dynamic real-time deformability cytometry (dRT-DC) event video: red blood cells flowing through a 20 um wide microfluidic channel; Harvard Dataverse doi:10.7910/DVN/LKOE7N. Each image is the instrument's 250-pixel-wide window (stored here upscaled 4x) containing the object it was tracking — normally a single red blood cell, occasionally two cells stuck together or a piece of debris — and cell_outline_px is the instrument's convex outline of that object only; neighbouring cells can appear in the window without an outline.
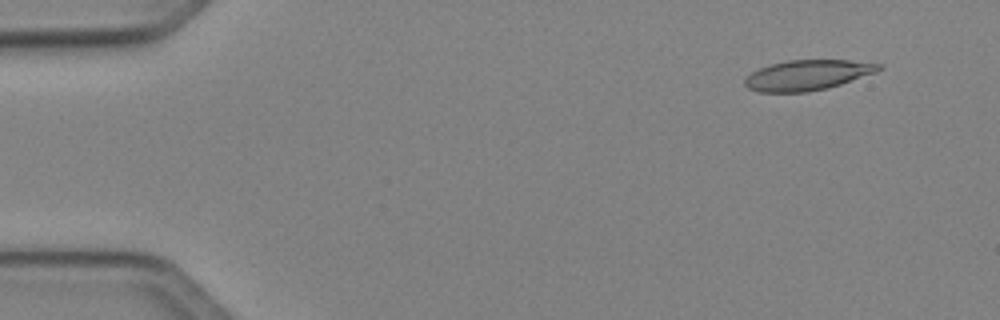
{"species": "Egyptian fruit bat (a non-hibernating species)", "species_latin": "Rousettus aegyptiacus", "temperature_condition": "cold", "stored_images_in_passage": 50, "camera_frame_rate_fps": 3000, "um_per_image_px": 0.085, "animal": {"sex": "female"}, "frame": {"image": 1, "passage_image": 4, "time_ms": 1.0, "image_size_px": [1000, 320], "cell_outline_px": [[884, 68], [876, 72], [828, 88], [808, 92], [760, 92], [748, 88], [744, 84], [744, 80], [752, 72], [760, 68], [772, 64], [788, 60], [848, 60], [884, 64]], "centroid_in_image_um": [68.66, 6.38], "position_along_channel_um": 16.3, "area_um2": 23.52}}
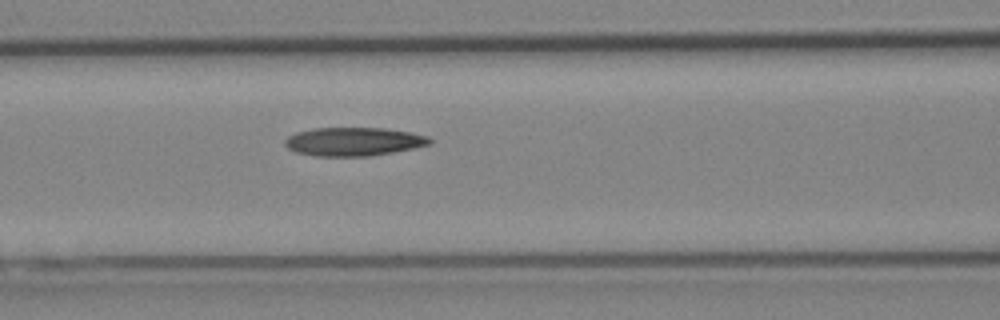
{"frame": {"image": 2, "passage_image": 21, "time_ms": 6.667, "image_size_px": [1000, 320], "cell_outline_px": [[432, 144], [392, 152], [368, 156], [316, 156], [296, 152], [288, 148], [284, 144], [284, 140], [288, 136], [296, 132], [312, 128], [384, 128], [408, 132], [428, 136], [432, 140]], "centroid_in_image_um": [30.03, 12.03], "position_along_channel_um": 136.6, "area_um2": 23.99}}
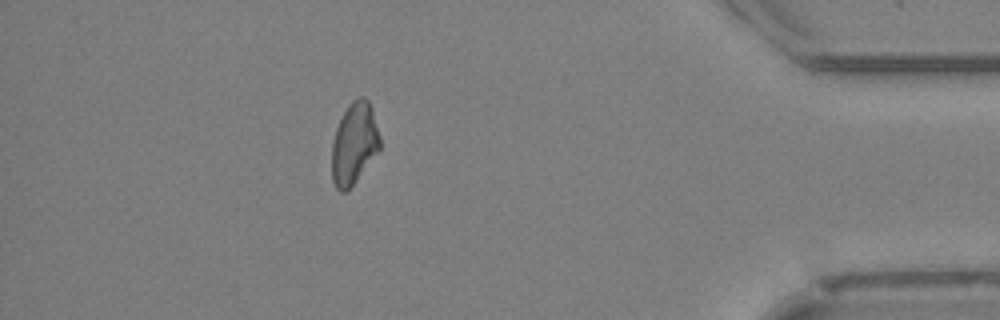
{"frame": {"image": 3, "passage_image": 44, "time_ms": 14.333, "image_size_px": [1000, 320], "cell_outline_px": [[380, 148], [356, 180], [344, 192], [340, 192], [336, 188], [332, 180], [332, 140], [336, 128], [348, 104], [352, 100], [360, 96], [364, 96], [368, 100], [372, 108], [380, 136]], "centroid_in_image_um": [30.09, 12.16], "position_along_channel_um": 405.1, "area_um2": 22.72}, "authors_computed_cell_mechanics": {"area_um2": 23.5246, "velocity_mm_per_s": 4.0773, "shape_relaxation_time_tau1_ms": 9.8162, "shape_relaxation_time_tau2_ms": null, "deformation_change_tau1": 0.1963, "deformation_change_tau2": null}}